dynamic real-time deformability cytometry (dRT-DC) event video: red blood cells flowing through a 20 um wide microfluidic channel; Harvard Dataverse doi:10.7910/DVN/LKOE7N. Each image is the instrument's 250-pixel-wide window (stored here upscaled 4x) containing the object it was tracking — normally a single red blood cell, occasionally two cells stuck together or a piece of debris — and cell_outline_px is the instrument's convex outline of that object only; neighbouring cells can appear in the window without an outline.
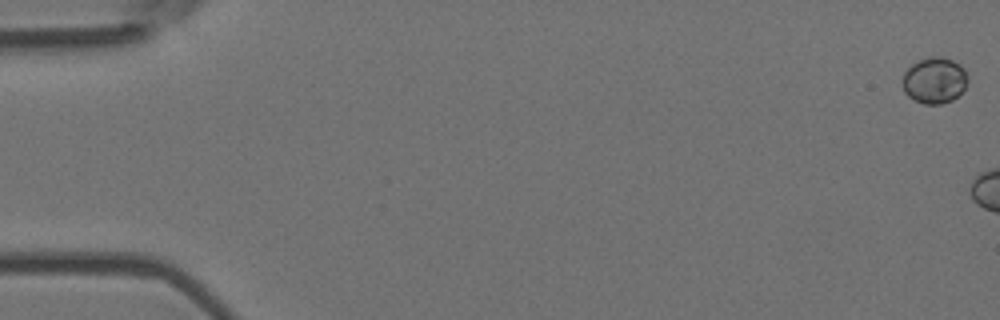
{"species": "Egyptian fruit bat (a non-hibernating species)", "species_latin": "Rousettus aegyptiacus", "temperature_condition": "room temperature", "stored_images_in_passage": 2, "camera_frame_rate_fps": 3000, "um_per_image_px": 0.085, "animal": {"sex": "female"}, "frame": {"image": 1, "passage_image": 1, "time_ms": 0.0, "image_size_px": [1000, 320], "cell_outline_px": [[968, 80], [964, 88], [952, 100], [940, 104], [924, 104], [908, 96], [904, 92], [904, 72], [912, 64], [920, 60], [932, 56], [940, 56], [952, 60], [960, 64], [964, 68], [968, 76]], "centroid_in_image_um": [79.45, 6.82], "position_along_channel_um": 5.5, "area_um2": 17.34}}